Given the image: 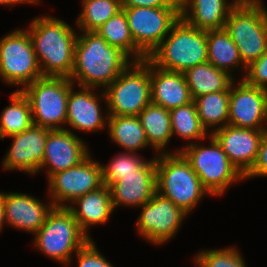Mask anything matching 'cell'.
Returning a JSON list of instances; mask_svg holds the SVG:
<instances>
[{"label":"cell","mask_w":267,"mask_h":267,"mask_svg":"<svg viewBox=\"0 0 267 267\" xmlns=\"http://www.w3.org/2000/svg\"><path fill=\"white\" fill-rule=\"evenodd\" d=\"M132 62L97 32L82 31L81 35H77L74 66L69 79L78 87H102L104 90Z\"/></svg>","instance_id":"obj_1"},{"label":"cell","mask_w":267,"mask_h":267,"mask_svg":"<svg viewBox=\"0 0 267 267\" xmlns=\"http://www.w3.org/2000/svg\"><path fill=\"white\" fill-rule=\"evenodd\" d=\"M27 29L43 76L70 78L77 33L52 15L33 18Z\"/></svg>","instance_id":"obj_2"},{"label":"cell","mask_w":267,"mask_h":267,"mask_svg":"<svg viewBox=\"0 0 267 267\" xmlns=\"http://www.w3.org/2000/svg\"><path fill=\"white\" fill-rule=\"evenodd\" d=\"M156 187L159 195L171 200L188 215L203 197L211 196L181 152L157 154Z\"/></svg>","instance_id":"obj_3"},{"label":"cell","mask_w":267,"mask_h":267,"mask_svg":"<svg viewBox=\"0 0 267 267\" xmlns=\"http://www.w3.org/2000/svg\"><path fill=\"white\" fill-rule=\"evenodd\" d=\"M148 59L159 68L184 73L207 62V31L193 27L180 16Z\"/></svg>","instance_id":"obj_4"},{"label":"cell","mask_w":267,"mask_h":267,"mask_svg":"<svg viewBox=\"0 0 267 267\" xmlns=\"http://www.w3.org/2000/svg\"><path fill=\"white\" fill-rule=\"evenodd\" d=\"M247 67L267 50V9L262 0L239 1L225 23Z\"/></svg>","instance_id":"obj_5"},{"label":"cell","mask_w":267,"mask_h":267,"mask_svg":"<svg viewBox=\"0 0 267 267\" xmlns=\"http://www.w3.org/2000/svg\"><path fill=\"white\" fill-rule=\"evenodd\" d=\"M209 146L194 142L180 147L181 152L190 162L202 185L212 196H221L233 184L243 181L244 176L230 162L216 139L210 135ZM199 143V144H198Z\"/></svg>","instance_id":"obj_6"},{"label":"cell","mask_w":267,"mask_h":267,"mask_svg":"<svg viewBox=\"0 0 267 267\" xmlns=\"http://www.w3.org/2000/svg\"><path fill=\"white\" fill-rule=\"evenodd\" d=\"M103 91L108 116H138L151 102L150 60L132 62Z\"/></svg>","instance_id":"obj_7"},{"label":"cell","mask_w":267,"mask_h":267,"mask_svg":"<svg viewBox=\"0 0 267 267\" xmlns=\"http://www.w3.org/2000/svg\"><path fill=\"white\" fill-rule=\"evenodd\" d=\"M88 240L66 207H54L35 234L33 244L50 259L67 266L72 261V254Z\"/></svg>","instance_id":"obj_8"},{"label":"cell","mask_w":267,"mask_h":267,"mask_svg":"<svg viewBox=\"0 0 267 267\" xmlns=\"http://www.w3.org/2000/svg\"><path fill=\"white\" fill-rule=\"evenodd\" d=\"M73 85L67 77L43 76L21 89L29 100L33 125L66 129L67 100Z\"/></svg>","instance_id":"obj_9"},{"label":"cell","mask_w":267,"mask_h":267,"mask_svg":"<svg viewBox=\"0 0 267 267\" xmlns=\"http://www.w3.org/2000/svg\"><path fill=\"white\" fill-rule=\"evenodd\" d=\"M43 77L30 34L26 29H15L0 39V78L17 90Z\"/></svg>","instance_id":"obj_10"},{"label":"cell","mask_w":267,"mask_h":267,"mask_svg":"<svg viewBox=\"0 0 267 267\" xmlns=\"http://www.w3.org/2000/svg\"><path fill=\"white\" fill-rule=\"evenodd\" d=\"M124 10L136 47L148 58L180 18V7H134Z\"/></svg>","instance_id":"obj_11"},{"label":"cell","mask_w":267,"mask_h":267,"mask_svg":"<svg viewBox=\"0 0 267 267\" xmlns=\"http://www.w3.org/2000/svg\"><path fill=\"white\" fill-rule=\"evenodd\" d=\"M47 182L50 201L55 207H67L103 185L101 164L89 155L77 166L53 174Z\"/></svg>","instance_id":"obj_12"},{"label":"cell","mask_w":267,"mask_h":267,"mask_svg":"<svg viewBox=\"0 0 267 267\" xmlns=\"http://www.w3.org/2000/svg\"><path fill=\"white\" fill-rule=\"evenodd\" d=\"M140 208L142 211L136 221L137 232L146 241L158 246L174 238L188 215L158 193Z\"/></svg>","instance_id":"obj_13"},{"label":"cell","mask_w":267,"mask_h":267,"mask_svg":"<svg viewBox=\"0 0 267 267\" xmlns=\"http://www.w3.org/2000/svg\"><path fill=\"white\" fill-rule=\"evenodd\" d=\"M239 80L230 86L229 125L267 131V90Z\"/></svg>","instance_id":"obj_14"},{"label":"cell","mask_w":267,"mask_h":267,"mask_svg":"<svg viewBox=\"0 0 267 267\" xmlns=\"http://www.w3.org/2000/svg\"><path fill=\"white\" fill-rule=\"evenodd\" d=\"M51 130L32 125L24 132L9 137L13 141L3 158V170H18L30 175L39 173L46 141Z\"/></svg>","instance_id":"obj_15"},{"label":"cell","mask_w":267,"mask_h":267,"mask_svg":"<svg viewBox=\"0 0 267 267\" xmlns=\"http://www.w3.org/2000/svg\"><path fill=\"white\" fill-rule=\"evenodd\" d=\"M69 129L51 130L46 141L40 171L47 179L53 174L77 166L90 154L87 143Z\"/></svg>","instance_id":"obj_16"},{"label":"cell","mask_w":267,"mask_h":267,"mask_svg":"<svg viewBox=\"0 0 267 267\" xmlns=\"http://www.w3.org/2000/svg\"><path fill=\"white\" fill-rule=\"evenodd\" d=\"M75 85L70 88L67 100V120L69 128L81 132H97L105 130L108 123V114L104 118L102 113L101 100L106 104L105 93L98 92L96 88L78 87L76 92ZM105 100V101H104ZM103 114V115H102Z\"/></svg>","instance_id":"obj_17"},{"label":"cell","mask_w":267,"mask_h":267,"mask_svg":"<svg viewBox=\"0 0 267 267\" xmlns=\"http://www.w3.org/2000/svg\"><path fill=\"white\" fill-rule=\"evenodd\" d=\"M265 132L226 125L211 135L221 145L230 162L245 176L256 162Z\"/></svg>","instance_id":"obj_18"},{"label":"cell","mask_w":267,"mask_h":267,"mask_svg":"<svg viewBox=\"0 0 267 267\" xmlns=\"http://www.w3.org/2000/svg\"><path fill=\"white\" fill-rule=\"evenodd\" d=\"M41 201L32 195L5 192V220L8 226L35 235L55 207L50 200L48 204Z\"/></svg>","instance_id":"obj_19"},{"label":"cell","mask_w":267,"mask_h":267,"mask_svg":"<svg viewBox=\"0 0 267 267\" xmlns=\"http://www.w3.org/2000/svg\"><path fill=\"white\" fill-rule=\"evenodd\" d=\"M151 102L171 110L193 102L183 72L169 71L150 61Z\"/></svg>","instance_id":"obj_20"},{"label":"cell","mask_w":267,"mask_h":267,"mask_svg":"<svg viewBox=\"0 0 267 267\" xmlns=\"http://www.w3.org/2000/svg\"><path fill=\"white\" fill-rule=\"evenodd\" d=\"M69 204L71 205L66 208L72 213L81 231L89 239H92L89 228L93 225L107 223L115 211L110 189L106 185H102L97 190L91 191Z\"/></svg>","instance_id":"obj_21"},{"label":"cell","mask_w":267,"mask_h":267,"mask_svg":"<svg viewBox=\"0 0 267 267\" xmlns=\"http://www.w3.org/2000/svg\"><path fill=\"white\" fill-rule=\"evenodd\" d=\"M240 0H181L180 15L201 30L223 29L231 10Z\"/></svg>","instance_id":"obj_22"},{"label":"cell","mask_w":267,"mask_h":267,"mask_svg":"<svg viewBox=\"0 0 267 267\" xmlns=\"http://www.w3.org/2000/svg\"><path fill=\"white\" fill-rule=\"evenodd\" d=\"M113 208L118 206L141 207L156 193V171H137L121 176L110 187Z\"/></svg>","instance_id":"obj_23"},{"label":"cell","mask_w":267,"mask_h":267,"mask_svg":"<svg viewBox=\"0 0 267 267\" xmlns=\"http://www.w3.org/2000/svg\"><path fill=\"white\" fill-rule=\"evenodd\" d=\"M207 61L234 78L233 71L247 67L243 64L239 50L229 33L223 29L207 30ZM236 68V69H235Z\"/></svg>","instance_id":"obj_24"},{"label":"cell","mask_w":267,"mask_h":267,"mask_svg":"<svg viewBox=\"0 0 267 267\" xmlns=\"http://www.w3.org/2000/svg\"><path fill=\"white\" fill-rule=\"evenodd\" d=\"M184 75L193 100L204 94L230 91L232 82L236 80L208 61L187 69Z\"/></svg>","instance_id":"obj_25"},{"label":"cell","mask_w":267,"mask_h":267,"mask_svg":"<svg viewBox=\"0 0 267 267\" xmlns=\"http://www.w3.org/2000/svg\"><path fill=\"white\" fill-rule=\"evenodd\" d=\"M138 117L151 149L157 154L169 153L165 150L172 138L169 110L150 102Z\"/></svg>","instance_id":"obj_26"},{"label":"cell","mask_w":267,"mask_h":267,"mask_svg":"<svg viewBox=\"0 0 267 267\" xmlns=\"http://www.w3.org/2000/svg\"><path fill=\"white\" fill-rule=\"evenodd\" d=\"M107 128L109 138L127 152L150 146L138 116H108Z\"/></svg>","instance_id":"obj_27"},{"label":"cell","mask_w":267,"mask_h":267,"mask_svg":"<svg viewBox=\"0 0 267 267\" xmlns=\"http://www.w3.org/2000/svg\"><path fill=\"white\" fill-rule=\"evenodd\" d=\"M230 91L213 92L196 97L197 113L203 128L213 134L216 130L229 125Z\"/></svg>","instance_id":"obj_28"},{"label":"cell","mask_w":267,"mask_h":267,"mask_svg":"<svg viewBox=\"0 0 267 267\" xmlns=\"http://www.w3.org/2000/svg\"><path fill=\"white\" fill-rule=\"evenodd\" d=\"M96 32L109 45L124 52L133 62H140L147 58L134 43L127 16L123 9L111 17Z\"/></svg>","instance_id":"obj_29"},{"label":"cell","mask_w":267,"mask_h":267,"mask_svg":"<svg viewBox=\"0 0 267 267\" xmlns=\"http://www.w3.org/2000/svg\"><path fill=\"white\" fill-rule=\"evenodd\" d=\"M11 104L0 116V140L24 132L33 125L31 106L21 90L10 93Z\"/></svg>","instance_id":"obj_30"},{"label":"cell","mask_w":267,"mask_h":267,"mask_svg":"<svg viewBox=\"0 0 267 267\" xmlns=\"http://www.w3.org/2000/svg\"><path fill=\"white\" fill-rule=\"evenodd\" d=\"M145 160L136 152H122L117 154L108 165L101 164L102 184L110 187L121 180V176L137 174V171H156V156Z\"/></svg>","instance_id":"obj_31"},{"label":"cell","mask_w":267,"mask_h":267,"mask_svg":"<svg viewBox=\"0 0 267 267\" xmlns=\"http://www.w3.org/2000/svg\"><path fill=\"white\" fill-rule=\"evenodd\" d=\"M172 137L177 135L180 139L190 141L208 139L209 133L201 125L195 102L169 110Z\"/></svg>","instance_id":"obj_32"},{"label":"cell","mask_w":267,"mask_h":267,"mask_svg":"<svg viewBox=\"0 0 267 267\" xmlns=\"http://www.w3.org/2000/svg\"><path fill=\"white\" fill-rule=\"evenodd\" d=\"M76 25L80 31L96 32L121 10L120 0H82Z\"/></svg>","instance_id":"obj_33"},{"label":"cell","mask_w":267,"mask_h":267,"mask_svg":"<svg viewBox=\"0 0 267 267\" xmlns=\"http://www.w3.org/2000/svg\"><path fill=\"white\" fill-rule=\"evenodd\" d=\"M194 258L204 267H247L237 247L201 250Z\"/></svg>","instance_id":"obj_34"},{"label":"cell","mask_w":267,"mask_h":267,"mask_svg":"<svg viewBox=\"0 0 267 267\" xmlns=\"http://www.w3.org/2000/svg\"><path fill=\"white\" fill-rule=\"evenodd\" d=\"M77 256V257H76ZM78 267H114L97 249L95 242L89 239L76 253Z\"/></svg>","instance_id":"obj_35"},{"label":"cell","mask_w":267,"mask_h":267,"mask_svg":"<svg viewBox=\"0 0 267 267\" xmlns=\"http://www.w3.org/2000/svg\"><path fill=\"white\" fill-rule=\"evenodd\" d=\"M242 79L252 86L267 90V50L247 66Z\"/></svg>","instance_id":"obj_36"},{"label":"cell","mask_w":267,"mask_h":267,"mask_svg":"<svg viewBox=\"0 0 267 267\" xmlns=\"http://www.w3.org/2000/svg\"><path fill=\"white\" fill-rule=\"evenodd\" d=\"M254 177H267V131L260 141L256 162L252 169L244 176V179L249 180Z\"/></svg>","instance_id":"obj_37"},{"label":"cell","mask_w":267,"mask_h":267,"mask_svg":"<svg viewBox=\"0 0 267 267\" xmlns=\"http://www.w3.org/2000/svg\"><path fill=\"white\" fill-rule=\"evenodd\" d=\"M121 8L134 7H180L178 0H120Z\"/></svg>","instance_id":"obj_38"},{"label":"cell","mask_w":267,"mask_h":267,"mask_svg":"<svg viewBox=\"0 0 267 267\" xmlns=\"http://www.w3.org/2000/svg\"><path fill=\"white\" fill-rule=\"evenodd\" d=\"M38 2L40 3V0H0V5H8L10 7H12L13 5L16 4H38Z\"/></svg>","instance_id":"obj_39"},{"label":"cell","mask_w":267,"mask_h":267,"mask_svg":"<svg viewBox=\"0 0 267 267\" xmlns=\"http://www.w3.org/2000/svg\"><path fill=\"white\" fill-rule=\"evenodd\" d=\"M6 224L5 220V206H4V192H0V232Z\"/></svg>","instance_id":"obj_40"},{"label":"cell","mask_w":267,"mask_h":267,"mask_svg":"<svg viewBox=\"0 0 267 267\" xmlns=\"http://www.w3.org/2000/svg\"><path fill=\"white\" fill-rule=\"evenodd\" d=\"M194 262L198 267H204L199 261L194 258Z\"/></svg>","instance_id":"obj_41"},{"label":"cell","mask_w":267,"mask_h":267,"mask_svg":"<svg viewBox=\"0 0 267 267\" xmlns=\"http://www.w3.org/2000/svg\"><path fill=\"white\" fill-rule=\"evenodd\" d=\"M240 1H243V0H240ZM246 1H260V0H246Z\"/></svg>","instance_id":"obj_42"}]
</instances>
